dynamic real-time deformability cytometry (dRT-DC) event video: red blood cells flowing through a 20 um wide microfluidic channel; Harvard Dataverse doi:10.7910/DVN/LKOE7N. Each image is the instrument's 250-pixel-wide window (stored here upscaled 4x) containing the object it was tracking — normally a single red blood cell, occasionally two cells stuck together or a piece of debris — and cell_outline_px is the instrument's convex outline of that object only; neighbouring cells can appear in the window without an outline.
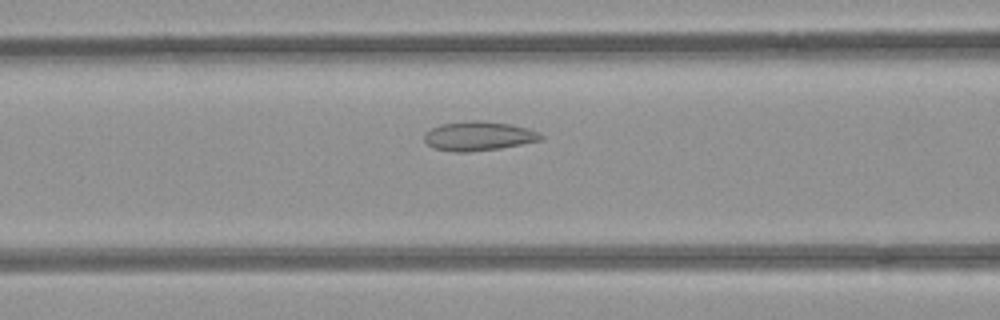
{"species": "common noctule bat (a hibernating species)", "species_latin": "Nyctalus noctula", "temperature_condition": "room temperature", "stored_images_in_passage": 17, "camera_frame_rate_fps": 3000, "um_per_image_px": 0.085, "animal": {"sex": "female", "body_mass_g": 21.9}, "frame": {"image": 1, "passage_image": 12, "time_ms": 3.667, "image_size_px": [1000, 320], "cell_outline_px": [[544, 136], [540, 140], [500, 148], [468, 152], [452, 152], [436, 148], [428, 144], [424, 140], [424, 132], [440, 124], [472, 120], [480, 120], [508, 124], [528, 128], [540, 132]], "centroid_in_image_um": [40.66, 11.56], "position_along_channel_um": 125.9, "area_um2": 19.77}}
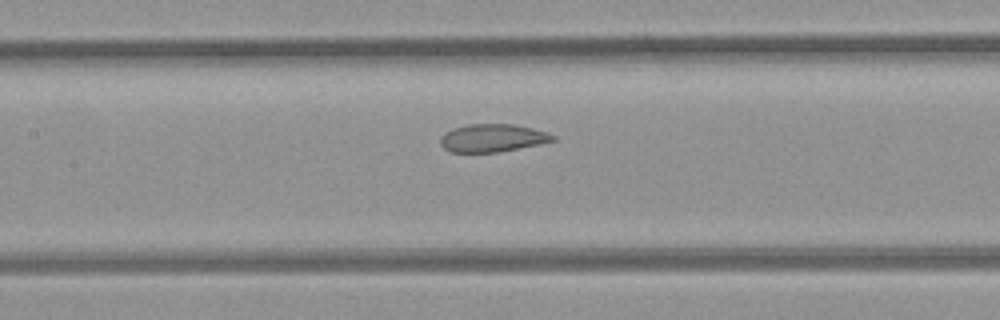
{"frame": {"image": 2, "passage_image": 15, "time_ms": 4.667, "image_size_px": [1000, 320], "cell_outline_px": [[556, 140], [540, 144], [496, 152], [452, 152], [444, 148], [440, 144], [440, 136], [452, 128], [468, 124], [516, 124], [548, 132], [556, 136]], "centroid_in_image_um": [41.87, 11.72], "position_along_channel_um": 165.5, "area_um2": 18.32}}